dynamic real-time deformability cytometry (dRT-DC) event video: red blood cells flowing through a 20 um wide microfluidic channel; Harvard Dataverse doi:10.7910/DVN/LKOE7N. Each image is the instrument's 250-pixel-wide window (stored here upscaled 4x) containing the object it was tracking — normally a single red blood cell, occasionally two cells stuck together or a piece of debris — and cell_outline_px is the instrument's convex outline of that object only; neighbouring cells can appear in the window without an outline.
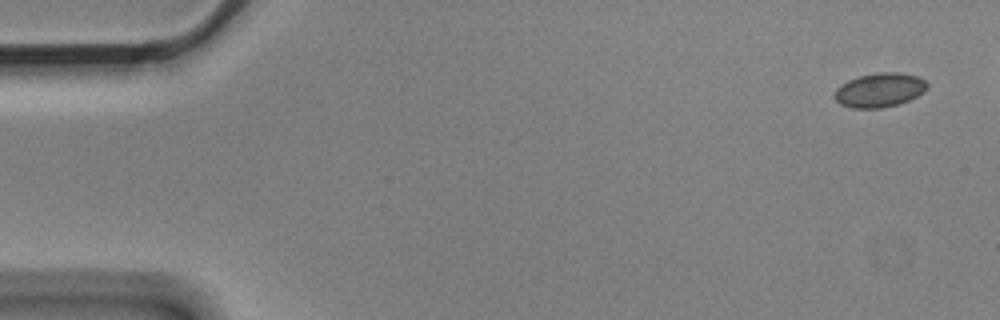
{"species": "Egyptian fruit bat (a non-hibernating species)", "species_latin": "Rousettus aegyptiacus", "temperature_condition": "cold", "stored_images_in_passage": 6, "camera_frame_rate_fps": 3000, "um_per_image_px": 0.085, "animal": {"sex": "male"}, "frame": {"image": 1, "passage_image": 1, "time_ms": 0.0, "image_size_px": [1000, 320], "cell_outline_px": [[928, 88], [924, 92], [908, 100], [896, 104], [880, 108], [852, 108], [840, 104], [832, 96], [836, 88], [848, 80], [860, 76], [880, 72], [896, 72], [916, 76], [924, 80], [928, 84]], "centroid_in_image_um": [74.74, 7.66], "position_along_channel_um": 10.3, "area_um2": 18.32}}
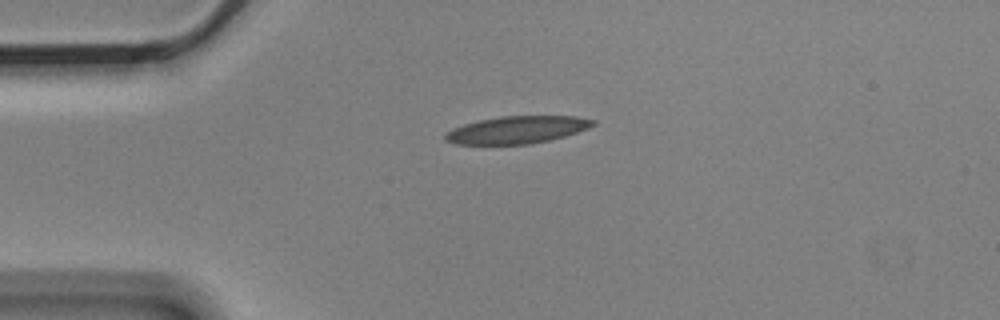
{"frame": {"image": 2, "passage_image": 6, "time_ms": 1.667, "image_size_px": [1000, 320], "cell_outline_px": [[596, 124], [588, 128], [564, 136], [548, 140], [528, 144], [456, 144], [444, 140], [444, 136], [452, 128], [464, 124], [480, 120], [500, 116], [576, 116], [596, 120]], "centroid_in_image_um": [43.95, 11.03], "position_along_channel_um": 41.1, "area_um2": 23.41}}